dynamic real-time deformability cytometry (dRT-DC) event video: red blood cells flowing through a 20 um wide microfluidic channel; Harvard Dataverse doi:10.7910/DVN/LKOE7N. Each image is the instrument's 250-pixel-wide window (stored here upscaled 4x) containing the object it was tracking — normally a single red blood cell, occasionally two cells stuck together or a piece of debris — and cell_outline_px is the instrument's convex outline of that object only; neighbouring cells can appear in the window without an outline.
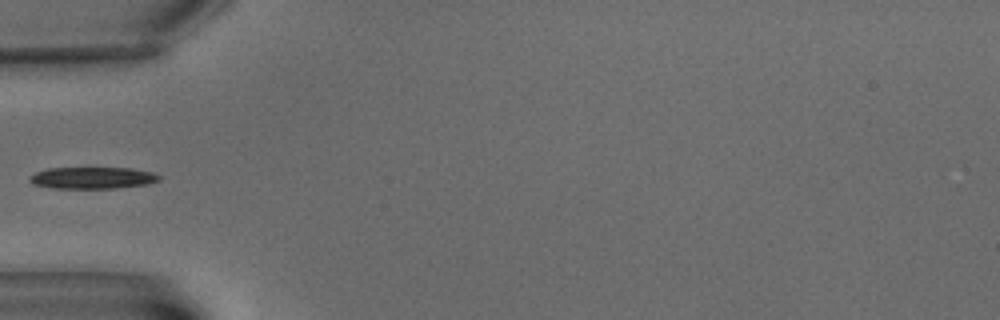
{"species": "common noctule bat (a hibernating species)", "species_latin": "Nyctalus noctula", "temperature_condition": "warm", "stored_images_in_passage": 7, "segment_of_instrument_passage": [2, 2], "camera_frame_rate_fps": 3000, "um_per_image_px": 0.085, "animal": {"sex": "male", "body_mass_g": 15.6}, "frame": {"image": 1, "passage_image": 7, "time_ms": 7.667, "image_size_px": [1000, 320], "cell_outline_px": [[160, 180], [148, 184], [116, 188], [52, 188], [32, 184], [28, 180], [28, 176], [36, 172], [48, 168], [132, 168], [152, 172], [160, 176]], "centroid_in_image_um": [7.84, 15.12], "position_along_channel_um": 77.2, "area_um2": 16.47}}